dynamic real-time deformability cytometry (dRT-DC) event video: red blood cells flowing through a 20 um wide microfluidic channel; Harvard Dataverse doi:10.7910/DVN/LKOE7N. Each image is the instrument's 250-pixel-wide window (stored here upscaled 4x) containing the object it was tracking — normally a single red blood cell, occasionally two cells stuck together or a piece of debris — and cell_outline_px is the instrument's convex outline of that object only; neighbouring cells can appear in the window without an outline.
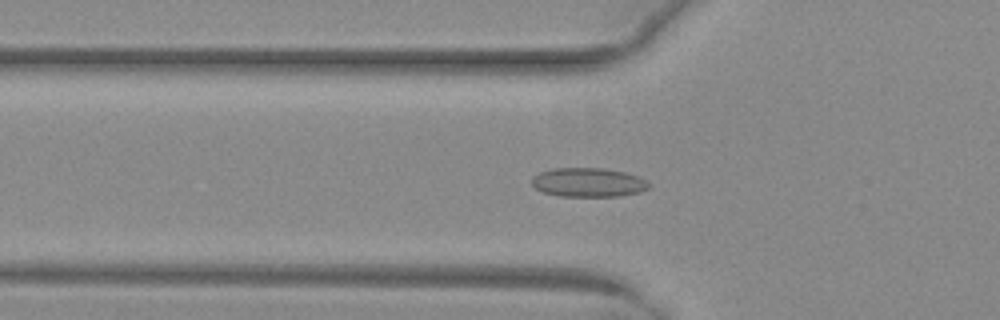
{"species": "common noctule bat (a hibernating species)", "species_latin": "Nyctalus noctula", "temperature_condition": "warm", "stored_images_in_passage": 52, "camera_frame_rate_fps": 3000, "um_per_image_px": 0.085, "animal": {"sex": "female", "body_mass_g": 29.2, "forearm_length_mm": 56.3}, "frame": {"image": 1, "passage_image": 18, "time_ms": 5.667, "image_size_px": [1000, 320], "cell_outline_px": [[648, 188], [640, 192], [620, 196], [560, 196], [544, 192], [536, 188], [532, 184], [532, 176], [540, 172], [556, 168], [604, 168], [624, 172], [648, 180]], "centroid_in_image_um": [50.01, 15.5], "position_along_channel_um": 75.8, "area_um2": 19.71}}
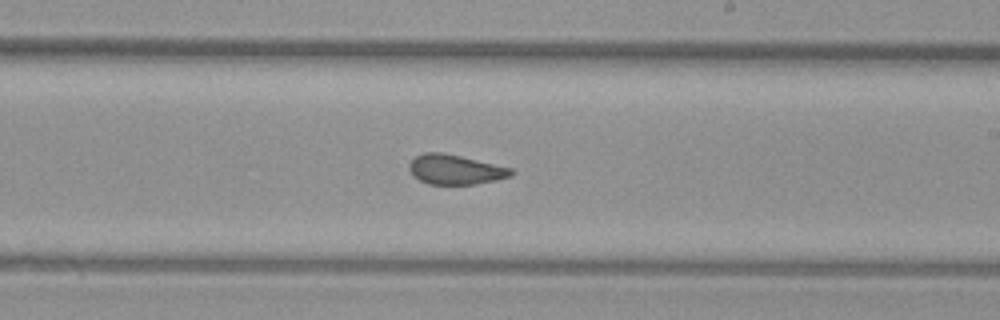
{"frame": {"image": 2, "passage_image": 31, "time_ms": 10.0, "image_size_px": [1000, 320], "cell_outline_px": [[512, 176], [496, 180], [476, 184], [428, 184], [412, 176], [408, 168], [408, 164], [416, 156], [424, 152], [440, 152], [460, 156], [512, 168]], "centroid_in_image_um": [38.66, 14.41], "position_along_channel_um": 250.3, "area_um2": 17.63}}
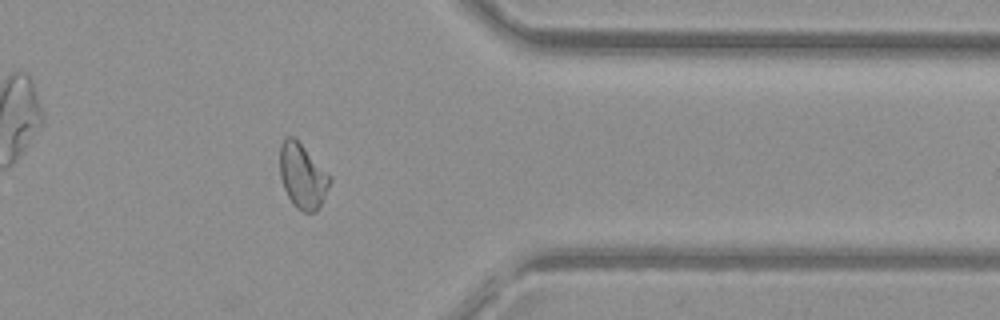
{"frame": {"image": 3, "passage_image": 42, "time_ms": 13.667, "image_size_px": [1000, 320], "cell_outline_px": [[332, 180], [316, 212], [304, 212], [296, 208], [292, 204], [284, 188], [280, 176], [280, 144], [288, 136], [292, 136], [332, 176]], "centroid_in_image_um": [25.71, 14.99], "position_along_channel_um": 385.7, "area_um2": 18.61}, "authors_computed_cell_mechanics": {"area_um2": 19.3919, "velocity_mm_per_s": 4.0136, "shape_relaxation_time_tau1_ms": null, "shape_relaxation_time_tau2_ms": 1.0354, "deformation_change_tau1": null, "deformation_change_tau2": 0.0757}}